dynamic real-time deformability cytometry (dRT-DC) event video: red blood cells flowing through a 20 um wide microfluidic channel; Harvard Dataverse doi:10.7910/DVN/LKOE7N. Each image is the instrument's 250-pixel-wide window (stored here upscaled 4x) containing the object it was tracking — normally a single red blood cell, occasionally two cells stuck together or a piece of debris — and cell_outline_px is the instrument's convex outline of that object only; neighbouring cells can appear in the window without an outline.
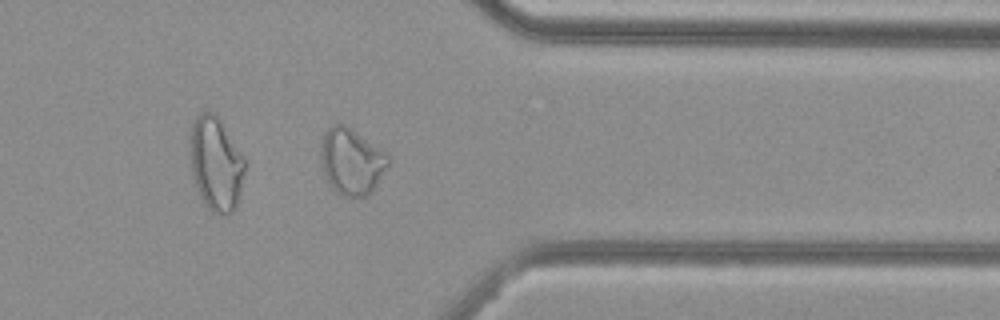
{"species": "common noctule bat (a hibernating species)", "species_latin": "Nyctalus noctula", "temperature_condition": "cold", "stored_images_in_passage": 38, "camera_frame_rate_fps": 3000, "um_per_image_px": 0.085, "animal": {"sex": "female", "body_mass_g": 29.2, "forearm_length_mm": 56.3}, "frame": {"image": 1, "passage_image": 27, "time_ms": 8.667, "image_size_px": [1000, 320], "cell_outline_px": [[392, 160], [368, 196], [344, 196], [336, 192], [328, 184], [324, 176], [320, 164], [320, 140], [324, 132], [332, 124], [344, 124], [352, 128], [392, 156]], "centroid_in_image_um": [29.86, 13.69], "position_along_channel_um": 381.5, "area_um2": 26.65}, "authors_computed_cell_mechanics": {"area_um2": 24.0737, "velocity_mm_per_s": 3.8079, "shape_relaxation_time_tau1_ms": null, "shape_relaxation_time_tau2_ms": 1.1831, "deformation_change_tau1": null, "deformation_change_tau2": 0.0687}}